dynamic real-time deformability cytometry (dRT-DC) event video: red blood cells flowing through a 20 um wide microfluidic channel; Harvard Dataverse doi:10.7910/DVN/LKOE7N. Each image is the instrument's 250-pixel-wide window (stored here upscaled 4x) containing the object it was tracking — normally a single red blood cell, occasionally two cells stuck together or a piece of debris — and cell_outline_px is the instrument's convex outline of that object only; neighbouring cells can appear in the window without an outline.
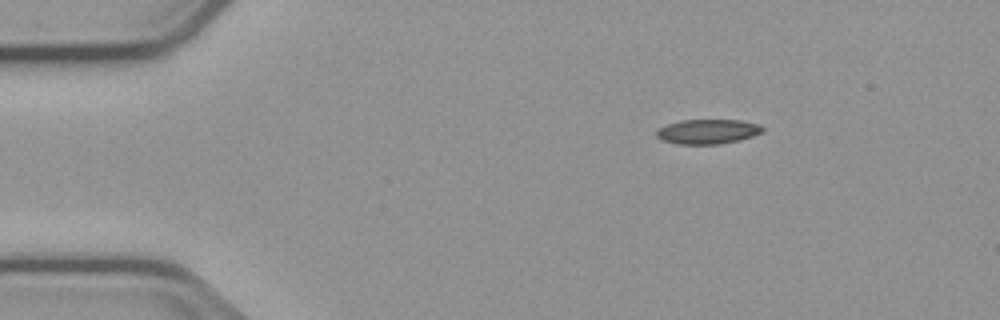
{"species": "common noctule bat (a hibernating species)", "species_latin": "Nyctalus noctula", "temperature_condition": "cold", "stored_images_in_passage": 47, "camera_frame_rate_fps": 3000, "um_per_image_px": 0.085, "animal": {"sex": "male", "body_mass_g": 23.1, "forearm_length_mm": 52.7}, "frame": {"image": 1, "passage_image": 1, "time_ms": 0.0, "image_size_px": [1000, 320], "cell_outline_px": [[764, 132], [740, 140], [720, 144], [676, 144], [660, 140], [656, 136], [656, 132], [660, 128], [668, 124], [680, 120], [740, 120], [760, 124], [764, 128]], "centroid_in_image_um": [60.17, 11.19], "position_along_channel_um": 24.8, "area_um2": 15.37}}
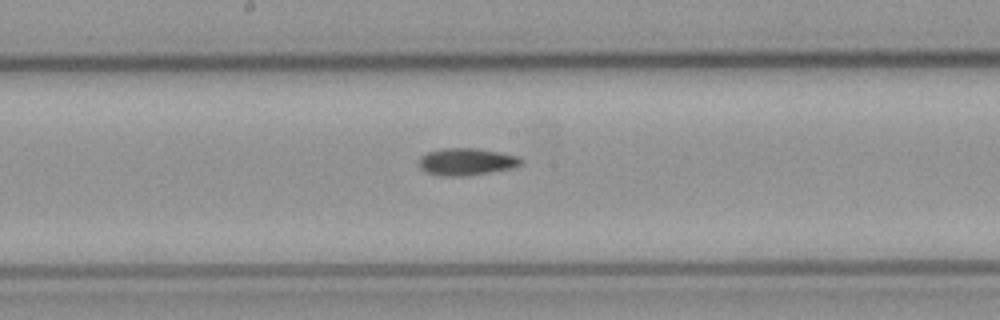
{"frame": {"image": 2, "passage_image": 21, "time_ms": 6.667, "image_size_px": [1000, 320], "cell_outline_px": [[524, 164], [512, 168], [464, 176], [440, 176], [424, 172], [420, 168], [420, 156], [428, 152], [444, 148], [476, 148], [500, 152], [520, 156], [524, 160]], "centroid_in_image_um": [39.68, 13.74], "position_along_channel_um": 208.5, "area_um2": 16.3}}
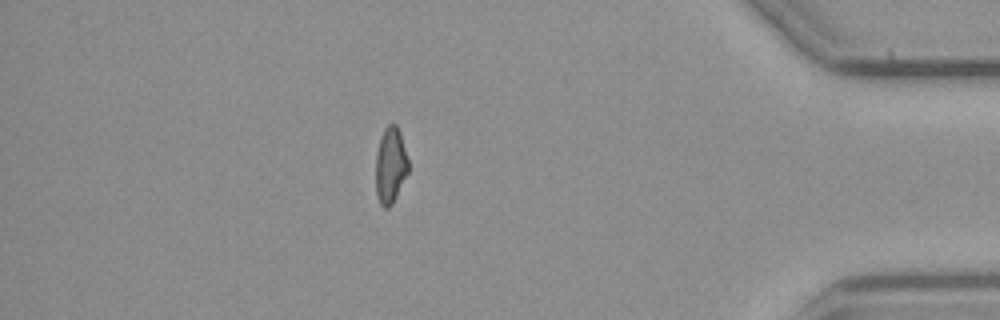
{"frame": {"image": 3, "passage_image": 40, "time_ms": 13.0, "image_size_px": [1000, 320], "cell_outline_px": [[408, 172], [392, 204], [388, 208], [384, 208], [380, 204], [376, 192], [376, 152], [380, 136], [384, 128], [388, 124], [396, 124], [400, 132], [408, 160]], "centroid_in_image_um": [33.17, 14.03], "position_along_channel_um": 402.0, "area_um2": 14.45}}